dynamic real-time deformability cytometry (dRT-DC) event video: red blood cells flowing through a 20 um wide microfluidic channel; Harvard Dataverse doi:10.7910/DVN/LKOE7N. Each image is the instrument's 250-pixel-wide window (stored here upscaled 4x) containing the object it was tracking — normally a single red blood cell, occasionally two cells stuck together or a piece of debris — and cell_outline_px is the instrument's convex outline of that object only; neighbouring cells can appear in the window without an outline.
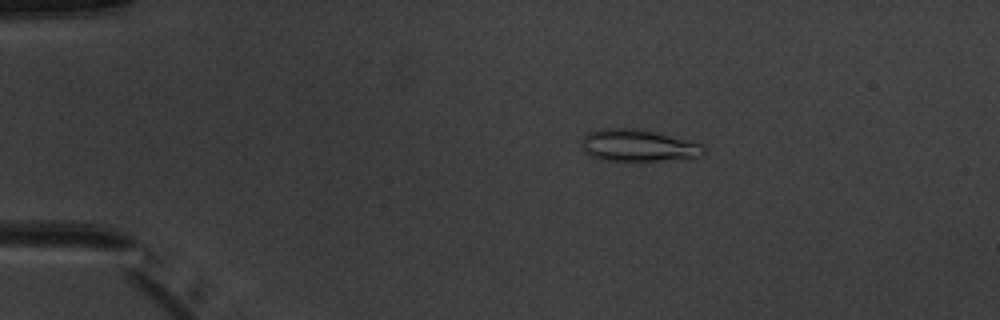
{"species": "common noctule bat (a hibernating species)", "species_latin": "Nyctalus noctula", "temperature_condition": "warm", "stored_images_in_passage": 6, "camera_frame_rate_fps": 3000, "um_per_image_px": 0.085, "animal": {"sex": "male", "body_mass_g": 20.1, "forearm_length_mm": 53.5}, "frame": {"image": 1, "passage_image": 2, "time_ms": 1.0, "image_size_px": [1000, 320], "cell_outline_px": [[704, 156], [660, 160], [604, 160], [588, 156], [584, 152], [580, 144], [584, 136], [588, 132], [608, 128], [632, 128], [652, 132], [688, 140], [704, 144]], "centroid_in_image_um": [54.2, 12.37], "position_along_channel_um": 30.8, "area_um2": 22.48}}
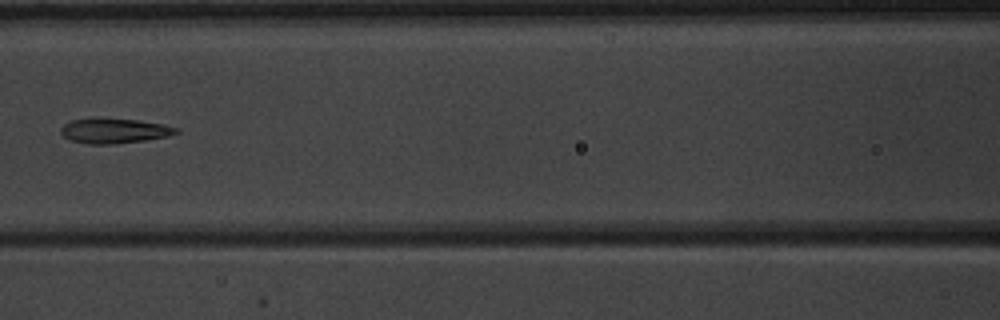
{"frame": {"image": 2, "passage_image": 6, "time_ms": 5.667, "image_size_px": [1000, 320], "cell_outline_px": [[180, 132], [168, 136], [144, 140], [116, 144], [88, 144], [72, 140], [64, 136], [60, 132], [60, 128], [64, 124], [72, 120], [92, 116], [96, 116], [136, 120], [164, 124], [176, 128]], "centroid_in_image_um": [9.67, 11.09], "position_along_channel_um": 156.9, "area_um2": 17.11}}